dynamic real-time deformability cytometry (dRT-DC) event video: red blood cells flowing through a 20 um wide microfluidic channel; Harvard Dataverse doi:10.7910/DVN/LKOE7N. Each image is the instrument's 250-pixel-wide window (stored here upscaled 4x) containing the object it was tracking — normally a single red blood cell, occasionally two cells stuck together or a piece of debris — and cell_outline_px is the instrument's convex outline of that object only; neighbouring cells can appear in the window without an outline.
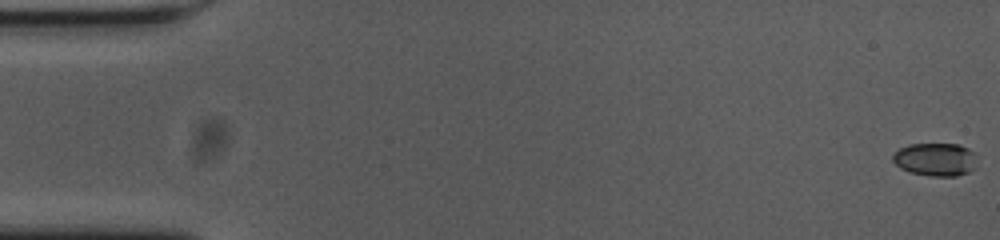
{"species": "common noctule bat (a hibernating species)", "species_latin": "Nyctalus noctula", "temperature_condition": "cold", "stored_images_in_passage": 13, "camera_frame_rate_fps": 3000, "um_per_image_px": 0.085, "animal": {"sex": "female", "body_mass_g": 23.0, "forearm_length_mm": 53.4}, "frame": {"image": 1, "passage_image": 1, "time_ms": 0.0, "image_size_px": [1000, 240], "cell_outline_px": [[976, 168], [968, 172], [956, 176], [932, 176], [912, 172], [900, 168], [892, 160], [892, 156], [900, 148], [908, 144], [960, 144], [976, 152]], "centroid_in_image_um": [79.56, 13.54], "position_along_channel_um": 5.4, "area_um2": 16.36}}
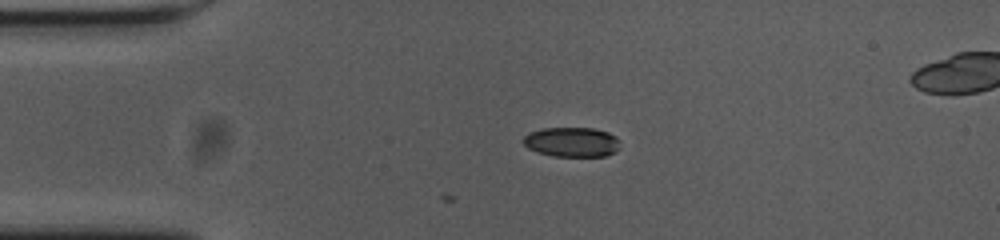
{"frame": {"image": 2, "passage_image": 13, "time_ms": 4.0, "image_size_px": [1000, 240], "cell_outline_px": [[620, 148], [616, 152], [604, 156], [552, 156], [528, 148], [524, 144], [524, 136], [528, 132], [544, 128], [596, 128], [608, 132], [616, 136], [620, 140]], "centroid_in_image_um": [48.66, 12.06], "position_along_channel_um": 36.3, "area_um2": 16.88}}